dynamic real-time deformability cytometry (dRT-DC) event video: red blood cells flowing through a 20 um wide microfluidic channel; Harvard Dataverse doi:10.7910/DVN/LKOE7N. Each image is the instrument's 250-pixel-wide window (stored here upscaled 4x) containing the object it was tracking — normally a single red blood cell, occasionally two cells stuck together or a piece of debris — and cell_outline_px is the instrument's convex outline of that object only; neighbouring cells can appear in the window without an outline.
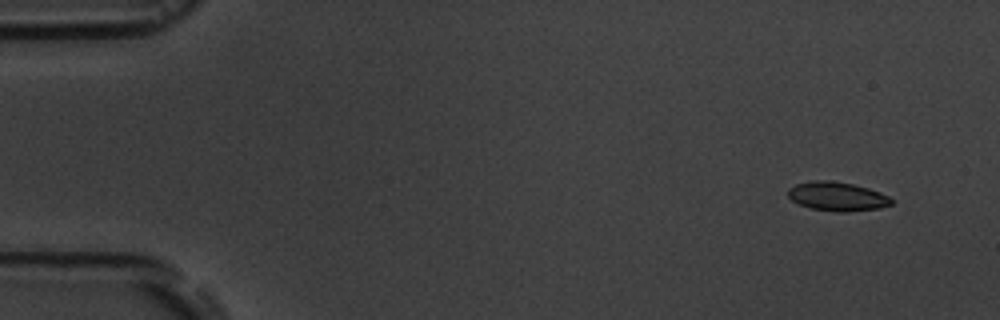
{"species": "common noctule bat (a hibernating species)", "species_latin": "Nyctalus noctula", "temperature_condition": "room temperature", "stored_images_in_passage": 6, "camera_frame_rate_fps": 3000, "um_per_image_px": 0.085, "animal": {"sex": "male", "body_mass_g": 19.5, "forearm_length_mm": 54.6}, "frame": {"image": 1, "passage_image": 1, "time_ms": 0.0, "image_size_px": [1000, 320], "cell_outline_px": [[892, 204], [880, 208], [848, 212], [836, 212], [812, 208], [800, 204], [792, 200], [788, 196], [788, 188], [796, 184], [812, 180], [832, 180], [852, 184], [868, 188], [880, 192], [888, 196], [892, 200]], "centroid_in_image_um": [71.16, 16.69], "position_along_channel_um": 13.8, "area_um2": 17.46}}